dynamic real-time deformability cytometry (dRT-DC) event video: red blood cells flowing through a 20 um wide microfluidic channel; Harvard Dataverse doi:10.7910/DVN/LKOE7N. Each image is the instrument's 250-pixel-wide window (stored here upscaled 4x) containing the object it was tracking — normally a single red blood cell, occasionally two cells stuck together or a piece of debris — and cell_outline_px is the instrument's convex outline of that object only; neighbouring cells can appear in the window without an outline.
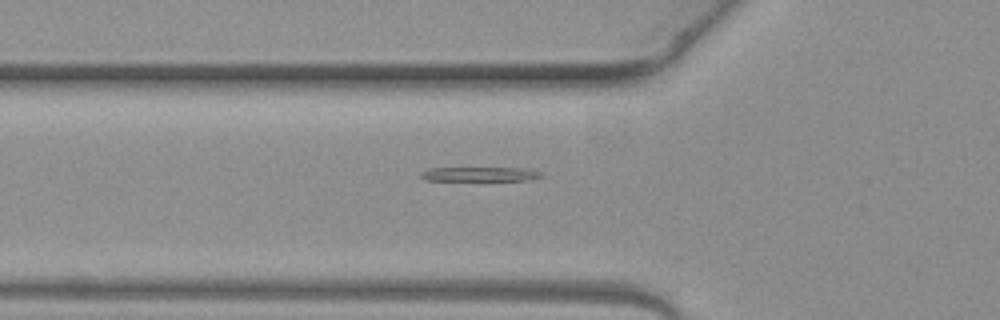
{"species": "common noctule bat (a hibernating species)", "species_latin": "Nyctalus noctula", "temperature_condition": "warm", "stored_images_in_passage": 5, "camera_frame_rate_fps": 3000, "um_per_image_px": 0.085, "animal": {"sex": "female", "body_mass_g": 19.3, "forearm_length_mm": 54.1}, "frame": {"image": 1, "passage_image": 5, "time_ms": 1.333, "image_size_px": [1000, 320], "cell_outline_px": [[544, 176], [532, 180], [428, 180], [420, 176], [420, 172], [428, 168], [532, 168], [544, 172]], "centroid_in_image_um": [40.92, 14.79], "position_along_channel_um": 84.9, "area_um2": 10.17}}